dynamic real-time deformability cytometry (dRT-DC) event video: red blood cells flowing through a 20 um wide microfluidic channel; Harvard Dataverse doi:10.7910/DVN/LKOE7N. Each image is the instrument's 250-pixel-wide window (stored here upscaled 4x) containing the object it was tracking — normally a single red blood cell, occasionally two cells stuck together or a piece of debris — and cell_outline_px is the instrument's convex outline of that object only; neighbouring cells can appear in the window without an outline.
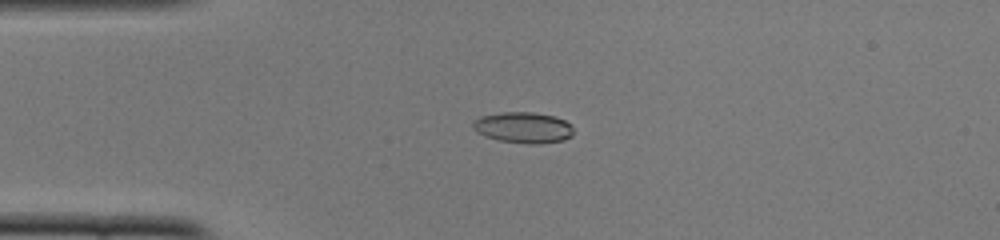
{"species": "common noctule bat (a hibernating species)", "species_latin": "Nyctalus noctula", "temperature_condition": "cold", "stored_images_in_passage": 40, "camera_frame_rate_fps": 3000, "um_per_image_px": 0.085, "animal": {"sex": "female", "body_mass_g": 22.0, "forearm_length_mm": 56.7}, "frame": {"image": 1, "passage_image": 7, "time_ms": 2.0, "image_size_px": [1000, 240], "cell_outline_px": [[572, 136], [564, 140], [540, 144], [528, 144], [500, 140], [484, 136], [476, 132], [472, 128], [472, 120], [480, 116], [500, 112], [532, 112], [556, 116], [572, 124]], "centroid_in_image_um": [44.46, 10.83], "position_along_channel_um": 40.5, "area_um2": 18.44}}
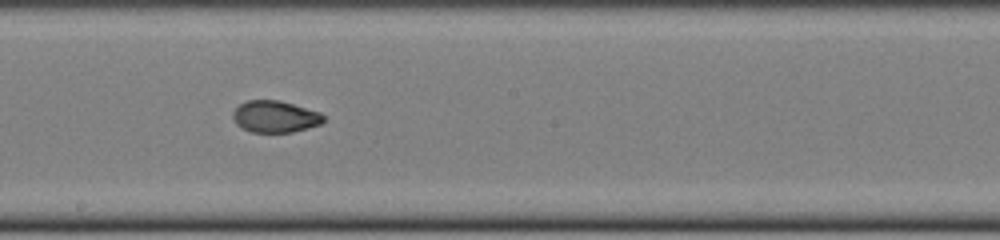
{"frame": {"image": 2, "passage_image": 23, "time_ms": 7.333, "image_size_px": [1000, 240], "cell_outline_px": [[324, 120], [320, 124], [292, 132], [252, 132], [240, 128], [236, 124], [232, 116], [232, 112], [240, 104], [248, 100], [280, 100], [320, 112], [324, 116]], "centroid_in_image_um": [23.35, 9.91], "position_along_channel_um": 224.8, "area_um2": 16.76}}
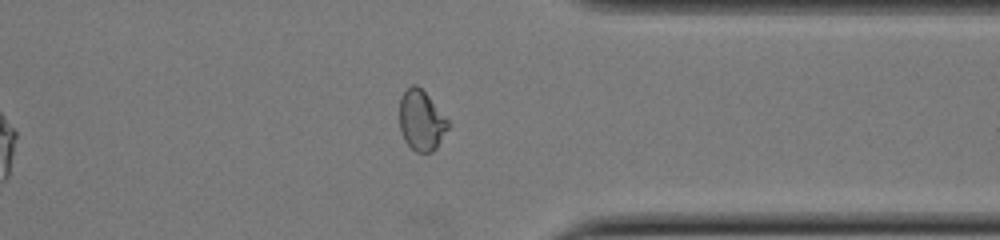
{"frame": {"image": 3, "passage_image": 35, "time_ms": 11.333, "image_size_px": [1000, 240], "cell_outline_px": [[452, 124], [436, 148], [432, 152], [416, 152], [404, 140], [400, 128], [400, 96], [412, 84], [416, 84], [428, 96]], "centroid_in_image_um": [35.83, 10.25], "position_along_channel_um": 375.6, "area_um2": 17.05}, "authors_computed_cell_mechanics": {"area_um2": 17.4845, "velocity_mm_per_s": 3.8865, "shape_relaxation_time_tau1_ms": 6.429, "shape_relaxation_time_tau2_ms": 1.3329, "deformation_change_tau1": 0.1883, "deformation_change_tau2": 0.0422}}